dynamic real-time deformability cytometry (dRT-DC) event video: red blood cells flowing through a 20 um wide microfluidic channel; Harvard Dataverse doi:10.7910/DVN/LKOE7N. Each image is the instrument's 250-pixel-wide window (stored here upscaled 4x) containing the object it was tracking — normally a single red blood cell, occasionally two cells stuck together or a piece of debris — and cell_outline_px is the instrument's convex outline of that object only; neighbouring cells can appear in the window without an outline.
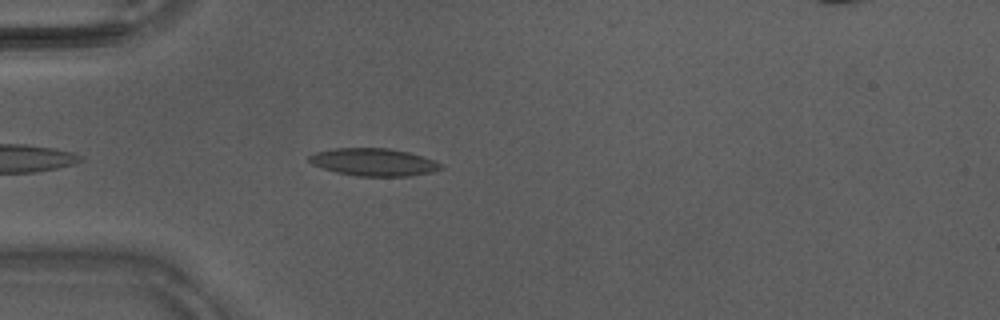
{"species": "Egyptian fruit bat (a non-hibernating species)", "species_latin": "Rousettus aegyptiacus", "temperature_condition": "warm", "stored_images_in_passage": 7, "camera_frame_rate_fps": 3000, "um_per_image_px": 0.085, "animal": {"sex": "male"}, "frame": {"image": 1, "passage_image": 3, "time_ms": 0.667, "image_size_px": [1000, 320], "cell_outline_px": [[444, 168], [432, 172], [408, 176], [356, 176], [336, 172], [312, 164], [308, 160], [308, 156], [316, 152], [332, 148], [388, 148], [408, 152], [444, 164]], "centroid_in_image_um": [31.76, 13.78], "position_along_channel_um": 53.2, "area_um2": 21.1}}